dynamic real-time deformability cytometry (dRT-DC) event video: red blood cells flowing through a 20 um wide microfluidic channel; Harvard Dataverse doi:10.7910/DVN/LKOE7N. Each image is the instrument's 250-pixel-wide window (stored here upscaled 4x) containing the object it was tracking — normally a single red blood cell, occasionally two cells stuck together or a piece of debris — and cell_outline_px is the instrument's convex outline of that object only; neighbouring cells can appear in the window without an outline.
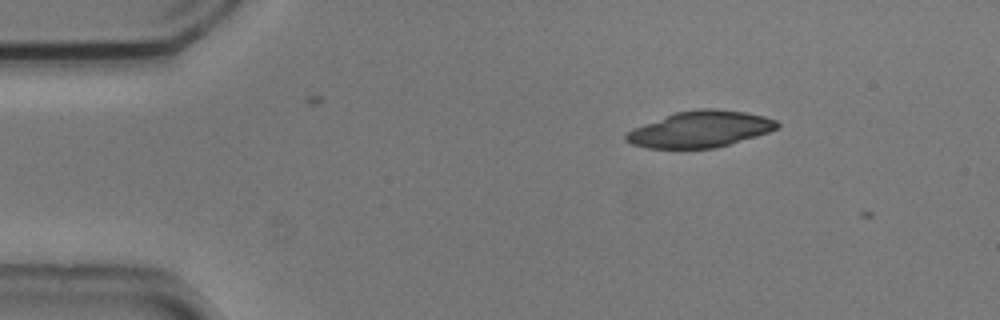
{"species": "common noctule bat (a hibernating species)", "species_latin": "Nyctalus noctula", "temperature_condition": "cold", "stored_images_in_passage": 2, "camera_frame_rate_fps": 3000, "um_per_image_px": 0.085, "animal": {"sex": "male", "body_mass_g": 20.5, "forearm_length_mm": 52.5}, "frame": {"image": 1, "passage_image": 1, "time_ms": 0.0, "image_size_px": [1000, 320], "cell_outline_px": [[780, 128], [756, 136], [716, 148], [648, 148], [632, 144], [624, 140], [624, 136], [632, 128], [676, 112], [696, 108], [712, 108], [744, 112], [764, 116], [776, 120], [780, 124]], "centroid_in_image_um": [59.52, 10.98], "position_along_channel_um": 25.5, "area_um2": 31.91}}